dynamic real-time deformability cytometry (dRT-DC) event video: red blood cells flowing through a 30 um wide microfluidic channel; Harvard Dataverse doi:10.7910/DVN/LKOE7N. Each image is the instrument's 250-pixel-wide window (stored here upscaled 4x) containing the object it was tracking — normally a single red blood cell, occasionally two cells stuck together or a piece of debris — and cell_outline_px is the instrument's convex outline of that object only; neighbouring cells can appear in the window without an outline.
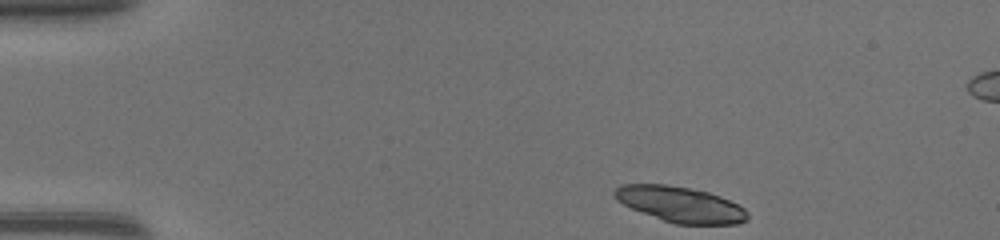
{"species": "common noctule bat (a hibernating species)", "species_latin": "Nyctalus noctula", "temperature_condition": "warm", "stored_images_in_passage": 42, "camera_frame_rate_fps": 3000, "um_per_image_px": 0.085, "animal": {"sex": "female", "body_mass_g": 17.0, "forearm_length_mm": 48.0}, "frame": {"image": 1, "passage_image": 1, "time_ms": 0.0, "image_size_px": [1000, 240], "cell_outline_px": [[748, 220], [736, 224], [676, 224], [664, 220], [632, 208], [616, 200], [616, 188], [620, 184], [664, 184], [688, 188], [708, 192], [720, 196], [744, 208], [748, 216]], "centroid_in_image_um": [57.85, 17.37], "position_along_channel_um": 27.1, "area_um2": 27.11}}
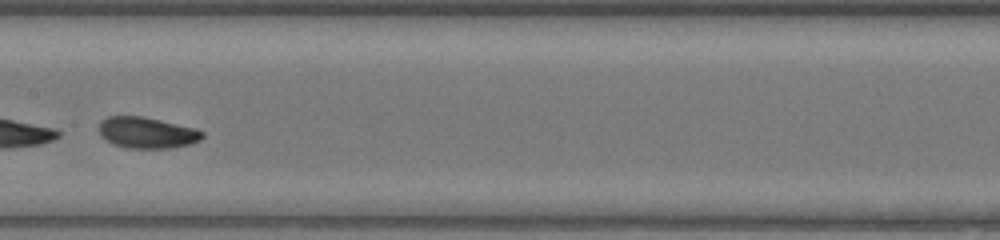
{"frame": {"image": 2, "passage_image": 19, "time_ms": 6.0, "image_size_px": [1000, 240], "cell_outline_px": [[204, 136], [200, 140], [188, 144], [168, 148], [128, 148], [112, 144], [100, 136], [100, 120], [108, 116], [144, 116], [196, 128], [204, 132]], "centroid_in_image_um": [12.48, 11.27], "position_along_channel_um": 194.9, "area_um2": 18.84}}